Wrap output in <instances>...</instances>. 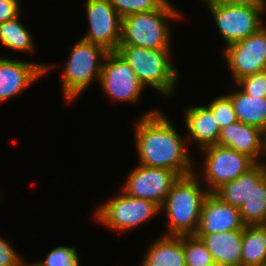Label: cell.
Wrapping results in <instances>:
<instances>
[{"instance_id": "cell-11", "label": "cell", "mask_w": 266, "mask_h": 266, "mask_svg": "<svg viewBox=\"0 0 266 266\" xmlns=\"http://www.w3.org/2000/svg\"><path fill=\"white\" fill-rule=\"evenodd\" d=\"M86 12L89 29L81 38L103 46L107 51H117L122 36V17L109 0H87Z\"/></svg>"}, {"instance_id": "cell-31", "label": "cell", "mask_w": 266, "mask_h": 266, "mask_svg": "<svg viewBox=\"0 0 266 266\" xmlns=\"http://www.w3.org/2000/svg\"><path fill=\"white\" fill-rule=\"evenodd\" d=\"M222 3L239 6H249L253 8H266L265 0H218Z\"/></svg>"}, {"instance_id": "cell-18", "label": "cell", "mask_w": 266, "mask_h": 266, "mask_svg": "<svg viewBox=\"0 0 266 266\" xmlns=\"http://www.w3.org/2000/svg\"><path fill=\"white\" fill-rule=\"evenodd\" d=\"M141 266H186L182 236H162L146 252Z\"/></svg>"}, {"instance_id": "cell-28", "label": "cell", "mask_w": 266, "mask_h": 266, "mask_svg": "<svg viewBox=\"0 0 266 266\" xmlns=\"http://www.w3.org/2000/svg\"><path fill=\"white\" fill-rule=\"evenodd\" d=\"M242 91L250 96L266 97V70L245 76L236 82Z\"/></svg>"}, {"instance_id": "cell-20", "label": "cell", "mask_w": 266, "mask_h": 266, "mask_svg": "<svg viewBox=\"0 0 266 266\" xmlns=\"http://www.w3.org/2000/svg\"><path fill=\"white\" fill-rule=\"evenodd\" d=\"M228 95L239 122L266 131V97L250 96L241 89Z\"/></svg>"}, {"instance_id": "cell-30", "label": "cell", "mask_w": 266, "mask_h": 266, "mask_svg": "<svg viewBox=\"0 0 266 266\" xmlns=\"http://www.w3.org/2000/svg\"><path fill=\"white\" fill-rule=\"evenodd\" d=\"M19 1L0 0V24L21 15Z\"/></svg>"}, {"instance_id": "cell-5", "label": "cell", "mask_w": 266, "mask_h": 266, "mask_svg": "<svg viewBox=\"0 0 266 266\" xmlns=\"http://www.w3.org/2000/svg\"><path fill=\"white\" fill-rule=\"evenodd\" d=\"M108 52L103 46L82 39L74 45L61 78L67 103L85 92L94 78L100 79L103 60Z\"/></svg>"}, {"instance_id": "cell-26", "label": "cell", "mask_w": 266, "mask_h": 266, "mask_svg": "<svg viewBox=\"0 0 266 266\" xmlns=\"http://www.w3.org/2000/svg\"><path fill=\"white\" fill-rule=\"evenodd\" d=\"M207 107L213 112L220 129L237 121L234 107L229 95H222L215 98Z\"/></svg>"}, {"instance_id": "cell-15", "label": "cell", "mask_w": 266, "mask_h": 266, "mask_svg": "<svg viewBox=\"0 0 266 266\" xmlns=\"http://www.w3.org/2000/svg\"><path fill=\"white\" fill-rule=\"evenodd\" d=\"M217 144L232 148L247 155L255 163H260L259 155L264 154V131L237 120L220 129Z\"/></svg>"}, {"instance_id": "cell-25", "label": "cell", "mask_w": 266, "mask_h": 266, "mask_svg": "<svg viewBox=\"0 0 266 266\" xmlns=\"http://www.w3.org/2000/svg\"><path fill=\"white\" fill-rule=\"evenodd\" d=\"M117 13L122 17L131 14L153 11L164 7L168 0H109Z\"/></svg>"}, {"instance_id": "cell-4", "label": "cell", "mask_w": 266, "mask_h": 266, "mask_svg": "<svg viewBox=\"0 0 266 266\" xmlns=\"http://www.w3.org/2000/svg\"><path fill=\"white\" fill-rule=\"evenodd\" d=\"M179 10L168 2L164 7L122 18L120 45L148 49H170V27L166 19L180 18Z\"/></svg>"}, {"instance_id": "cell-8", "label": "cell", "mask_w": 266, "mask_h": 266, "mask_svg": "<svg viewBox=\"0 0 266 266\" xmlns=\"http://www.w3.org/2000/svg\"><path fill=\"white\" fill-rule=\"evenodd\" d=\"M203 150L206 152L203 179L208 184L209 193H214L222 185L235 180L256 164L247 155L226 146L215 144L200 151Z\"/></svg>"}, {"instance_id": "cell-1", "label": "cell", "mask_w": 266, "mask_h": 266, "mask_svg": "<svg viewBox=\"0 0 266 266\" xmlns=\"http://www.w3.org/2000/svg\"><path fill=\"white\" fill-rule=\"evenodd\" d=\"M135 126L136 151L140 165L170 169L179 176L195 172L194 163L185 147L186 138H181L164 114L152 110L144 114Z\"/></svg>"}, {"instance_id": "cell-19", "label": "cell", "mask_w": 266, "mask_h": 266, "mask_svg": "<svg viewBox=\"0 0 266 266\" xmlns=\"http://www.w3.org/2000/svg\"><path fill=\"white\" fill-rule=\"evenodd\" d=\"M266 175V163H256L238 178L222 185L214 194L225 203L240 208L251 189Z\"/></svg>"}, {"instance_id": "cell-3", "label": "cell", "mask_w": 266, "mask_h": 266, "mask_svg": "<svg viewBox=\"0 0 266 266\" xmlns=\"http://www.w3.org/2000/svg\"><path fill=\"white\" fill-rule=\"evenodd\" d=\"M117 52L126 60L144 87L150 85L170 97L178 82V70L170 61V49L119 45Z\"/></svg>"}, {"instance_id": "cell-34", "label": "cell", "mask_w": 266, "mask_h": 266, "mask_svg": "<svg viewBox=\"0 0 266 266\" xmlns=\"http://www.w3.org/2000/svg\"><path fill=\"white\" fill-rule=\"evenodd\" d=\"M209 266H224V265H221V264H219V263H213V264H211V265H209Z\"/></svg>"}, {"instance_id": "cell-27", "label": "cell", "mask_w": 266, "mask_h": 266, "mask_svg": "<svg viewBox=\"0 0 266 266\" xmlns=\"http://www.w3.org/2000/svg\"><path fill=\"white\" fill-rule=\"evenodd\" d=\"M79 256L74 247L59 246L50 251L43 261H38V266H80Z\"/></svg>"}, {"instance_id": "cell-33", "label": "cell", "mask_w": 266, "mask_h": 266, "mask_svg": "<svg viewBox=\"0 0 266 266\" xmlns=\"http://www.w3.org/2000/svg\"><path fill=\"white\" fill-rule=\"evenodd\" d=\"M264 153H265V156H266V131L264 132Z\"/></svg>"}, {"instance_id": "cell-6", "label": "cell", "mask_w": 266, "mask_h": 266, "mask_svg": "<svg viewBox=\"0 0 266 266\" xmlns=\"http://www.w3.org/2000/svg\"><path fill=\"white\" fill-rule=\"evenodd\" d=\"M160 211L156 203L134 198L122 191L120 195L96 208L94 215L105 227L124 232L139 227Z\"/></svg>"}, {"instance_id": "cell-24", "label": "cell", "mask_w": 266, "mask_h": 266, "mask_svg": "<svg viewBox=\"0 0 266 266\" xmlns=\"http://www.w3.org/2000/svg\"><path fill=\"white\" fill-rule=\"evenodd\" d=\"M186 266H209L214 263L205 243L196 235H183Z\"/></svg>"}, {"instance_id": "cell-22", "label": "cell", "mask_w": 266, "mask_h": 266, "mask_svg": "<svg viewBox=\"0 0 266 266\" xmlns=\"http://www.w3.org/2000/svg\"><path fill=\"white\" fill-rule=\"evenodd\" d=\"M239 211L245 225H266V175L252 187Z\"/></svg>"}, {"instance_id": "cell-12", "label": "cell", "mask_w": 266, "mask_h": 266, "mask_svg": "<svg viewBox=\"0 0 266 266\" xmlns=\"http://www.w3.org/2000/svg\"><path fill=\"white\" fill-rule=\"evenodd\" d=\"M179 177L170 169L139 164L130 172L122 189L129 196L152 201L161 208Z\"/></svg>"}, {"instance_id": "cell-17", "label": "cell", "mask_w": 266, "mask_h": 266, "mask_svg": "<svg viewBox=\"0 0 266 266\" xmlns=\"http://www.w3.org/2000/svg\"><path fill=\"white\" fill-rule=\"evenodd\" d=\"M185 125L188 130V137L186 141L192 139L196 143L200 150L217 144L220 128L215 120L213 112L205 105L192 106L185 111Z\"/></svg>"}, {"instance_id": "cell-13", "label": "cell", "mask_w": 266, "mask_h": 266, "mask_svg": "<svg viewBox=\"0 0 266 266\" xmlns=\"http://www.w3.org/2000/svg\"><path fill=\"white\" fill-rule=\"evenodd\" d=\"M53 66L0 58V102L22 92Z\"/></svg>"}, {"instance_id": "cell-9", "label": "cell", "mask_w": 266, "mask_h": 266, "mask_svg": "<svg viewBox=\"0 0 266 266\" xmlns=\"http://www.w3.org/2000/svg\"><path fill=\"white\" fill-rule=\"evenodd\" d=\"M103 92L112 100L136 102L144 86L126 60L117 52H108L99 79Z\"/></svg>"}, {"instance_id": "cell-21", "label": "cell", "mask_w": 266, "mask_h": 266, "mask_svg": "<svg viewBox=\"0 0 266 266\" xmlns=\"http://www.w3.org/2000/svg\"><path fill=\"white\" fill-rule=\"evenodd\" d=\"M242 266H266V225H245Z\"/></svg>"}, {"instance_id": "cell-29", "label": "cell", "mask_w": 266, "mask_h": 266, "mask_svg": "<svg viewBox=\"0 0 266 266\" xmlns=\"http://www.w3.org/2000/svg\"><path fill=\"white\" fill-rule=\"evenodd\" d=\"M21 259L13 246L0 237V266H18Z\"/></svg>"}, {"instance_id": "cell-10", "label": "cell", "mask_w": 266, "mask_h": 266, "mask_svg": "<svg viewBox=\"0 0 266 266\" xmlns=\"http://www.w3.org/2000/svg\"><path fill=\"white\" fill-rule=\"evenodd\" d=\"M233 80L266 70V26L245 39L234 42L224 51Z\"/></svg>"}, {"instance_id": "cell-16", "label": "cell", "mask_w": 266, "mask_h": 266, "mask_svg": "<svg viewBox=\"0 0 266 266\" xmlns=\"http://www.w3.org/2000/svg\"><path fill=\"white\" fill-rule=\"evenodd\" d=\"M195 235L205 243L215 263L224 266H242L243 230Z\"/></svg>"}, {"instance_id": "cell-2", "label": "cell", "mask_w": 266, "mask_h": 266, "mask_svg": "<svg viewBox=\"0 0 266 266\" xmlns=\"http://www.w3.org/2000/svg\"><path fill=\"white\" fill-rule=\"evenodd\" d=\"M199 183L196 172L180 176L174 182L160 208L161 211H166L169 226V233L164 235L182 236L197 233L202 205L209 194Z\"/></svg>"}, {"instance_id": "cell-7", "label": "cell", "mask_w": 266, "mask_h": 266, "mask_svg": "<svg viewBox=\"0 0 266 266\" xmlns=\"http://www.w3.org/2000/svg\"><path fill=\"white\" fill-rule=\"evenodd\" d=\"M227 46L247 38L263 25L261 15L266 8L231 5L218 0H204Z\"/></svg>"}, {"instance_id": "cell-32", "label": "cell", "mask_w": 266, "mask_h": 266, "mask_svg": "<svg viewBox=\"0 0 266 266\" xmlns=\"http://www.w3.org/2000/svg\"><path fill=\"white\" fill-rule=\"evenodd\" d=\"M18 266H38L36 263L26 264L23 261Z\"/></svg>"}, {"instance_id": "cell-14", "label": "cell", "mask_w": 266, "mask_h": 266, "mask_svg": "<svg viewBox=\"0 0 266 266\" xmlns=\"http://www.w3.org/2000/svg\"><path fill=\"white\" fill-rule=\"evenodd\" d=\"M239 208L225 203L214 193H209L201 210L200 223L196 234H213L231 230H243Z\"/></svg>"}, {"instance_id": "cell-23", "label": "cell", "mask_w": 266, "mask_h": 266, "mask_svg": "<svg viewBox=\"0 0 266 266\" xmlns=\"http://www.w3.org/2000/svg\"><path fill=\"white\" fill-rule=\"evenodd\" d=\"M18 17L0 24V42L18 52H34L32 36Z\"/></svg>"}]
</instances>
